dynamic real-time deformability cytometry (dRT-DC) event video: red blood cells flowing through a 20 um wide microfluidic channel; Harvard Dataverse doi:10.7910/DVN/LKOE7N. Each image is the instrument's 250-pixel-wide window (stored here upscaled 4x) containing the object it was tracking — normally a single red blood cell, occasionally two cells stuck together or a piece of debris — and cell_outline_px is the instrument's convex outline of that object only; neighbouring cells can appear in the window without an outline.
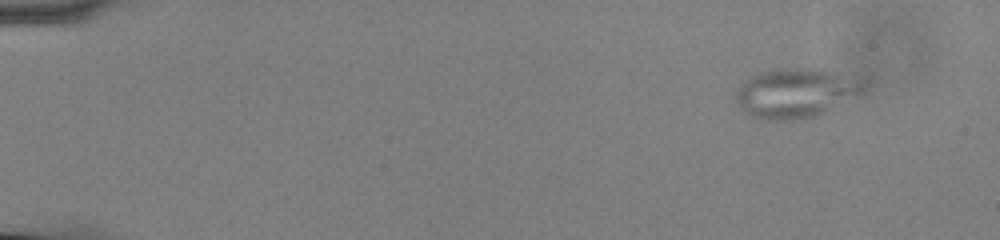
{"species": "common noctule bat (a hibernating species)", "species_latin": "Nyctalus noctula", "temperature_condition": "cold", "stored_images_in_passage": 2, "camera_frame_rate_fps": 3000, "um_per_image_px": 0.085, "animal": {"sex": "male", "body_mass_g": 13.0, "forearm_length_mm": 53.1}, "frame": {"image": 1, "passage_image": 1, "time_ms": 0.0, "image_size_px": [1000, 240], "cell_outline_px": [[864, 92], [860, 96], [824, 112], [812, 116], [788, 120], [768, 120], [752, 116], [740, 108], [732, 96], [740, 84], [744, 80], [752, 76], [764, 72], [784, 68], [796, 68], [828, 72], [864, 84]], "centroid_in_image_um": [67.52, 7.95], "position_along_channel_um": 17.5, "area_um2": 35.72}}